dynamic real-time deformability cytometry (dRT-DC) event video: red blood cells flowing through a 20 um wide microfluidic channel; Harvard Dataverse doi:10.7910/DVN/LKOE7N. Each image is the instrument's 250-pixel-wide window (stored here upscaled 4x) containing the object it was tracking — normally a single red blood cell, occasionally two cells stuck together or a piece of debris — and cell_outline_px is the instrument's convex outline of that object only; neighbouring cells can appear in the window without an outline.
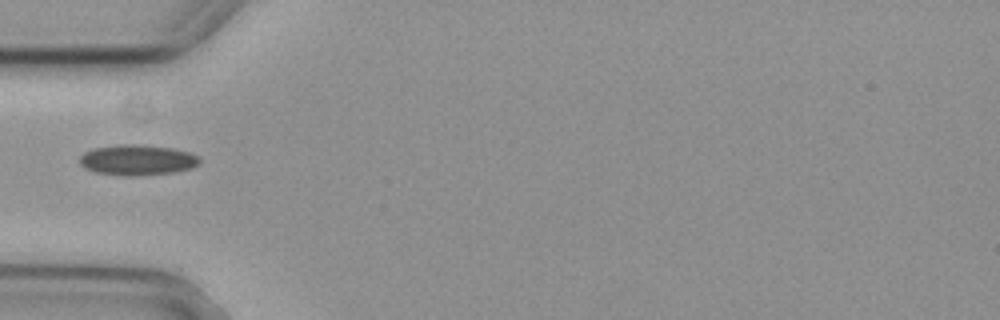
{"species": "common noctule bat (a hibernating species)", "species_latin": "Nyctalus noctula", "temperature_condition": "cold", "stored_images_in_passage": 2, "camera_frame_rate_fps": 3000, "um_per_image_px": 0.085, "animal": {"sex": "female", "body_mass_g": 29.2, "forearm_length_mm": 56.3}, "frame": {"image": 1, "passage_image": 2, "time_ms": 0.333, "image_size_px": [1000, 320], "cell_outline_px": [[200, 164], [192, 168], [172, 172], [132, 176], [124, 176], [96, 172], [84, 168], [80, 164], [80, 156], [84, 152], [92, 148], [116, 144], [140, 144], [172, 148], [188, 152], [200, 156]], "centroid_in_image_um": [11.66, 13.58], "position_along_channel_um": 73.3, "area_um2": 21.5}}